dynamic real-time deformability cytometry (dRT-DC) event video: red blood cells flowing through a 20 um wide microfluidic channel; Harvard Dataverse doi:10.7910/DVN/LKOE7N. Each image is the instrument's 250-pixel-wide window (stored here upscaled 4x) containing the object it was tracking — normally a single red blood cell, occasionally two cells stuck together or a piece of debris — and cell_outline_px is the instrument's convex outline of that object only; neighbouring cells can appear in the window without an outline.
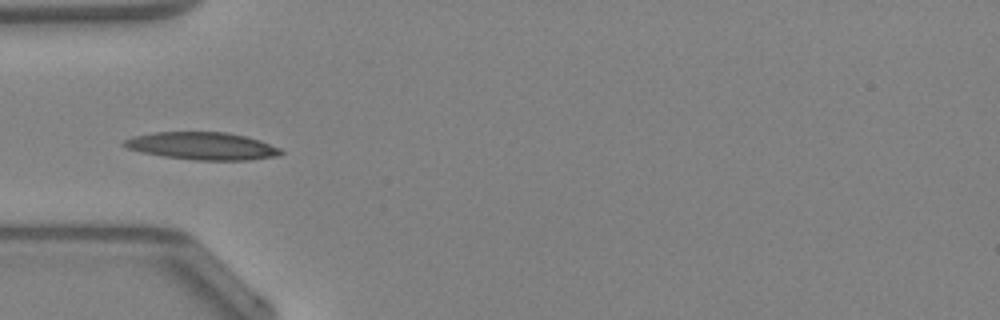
{"species": "Egyptian fruit bat (a non-hibernating species)", "species_latin": "Rousettus aegyptiacus", "temperature_condition": "warm", "stored_images_in_passage": 33, "camera_frame_rate_fps": 3000, "um_per_image_px": 0.085, "animal": {"sex": "female"}, "frame": {"image": 1, "passage_image": 1, "time_ms": 0.0, "image_size_px": [1000, 320], "cell_outline_px": [[284, 152], [276, 156], [248, 160], [196, 160], [164, 156], [144, 152], [128, 148], [120, 144], [124, 140], [136, 136], [156, 132], [224, 132], [244, 136], [260, 140], [280, 148]], "centroid_in_image_um": [17.22, 12.41], "position_along_channel_um": 67.8, "area_um2": 24.8}, "authors_computed_cell_mechanics": {"area_um2": 23.12, "velocity_mm_per_s": 4.2625, "shape_relaxation_time_tau1_ms": 3.9736, "shape_relaxation_time_tau2_ms": 2.5368, "deformation_change_tau1": 0.1648, "deformation_change_tau2": 0.078}}